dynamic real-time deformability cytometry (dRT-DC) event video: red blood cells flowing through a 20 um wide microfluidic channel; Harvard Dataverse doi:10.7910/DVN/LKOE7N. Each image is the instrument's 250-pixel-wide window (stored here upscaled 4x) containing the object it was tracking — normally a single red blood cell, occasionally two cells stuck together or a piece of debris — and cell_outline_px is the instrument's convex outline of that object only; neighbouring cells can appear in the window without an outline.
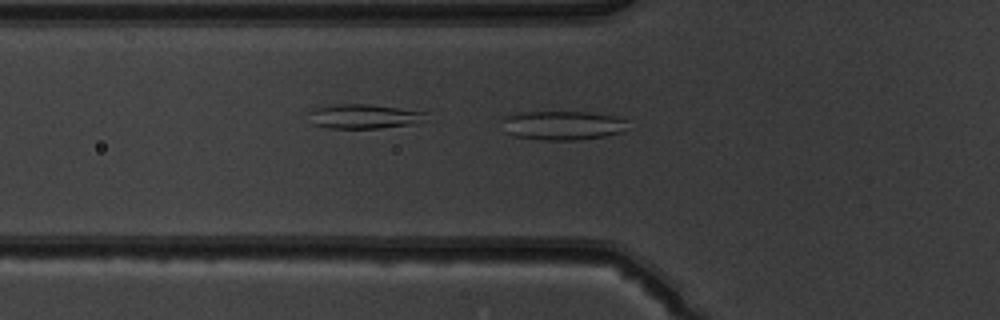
{"species": "common noctule bat (a hibernating species)", "species_latin": "Nyctalus noctula", "temperature_condition": "warm", "stored_images_in_passage": 36, "camera_frame_rate_fps": 3000, "um_per_image_px": 0.085, "animal": {"sex": "male", "body_mass_g": 19.5, "forearm_length_mm": 54.6}, "frame": {"image": 1, "passage_image": 5, "time_ms": 1.333, "image_size_px": [1000, 320], "cell_outline_px": [[628, 120], [620, 132], [604, 136], [576, 140], [540, 140], [516, 136], [504, 132], [500, 120], [504, 116], [520, 112], [584, 112], [612, 116]], "centroid_in_image_um": [47.7, 10.66], "position_along_channel_um": 78.1, "area_um2": 21.21}}
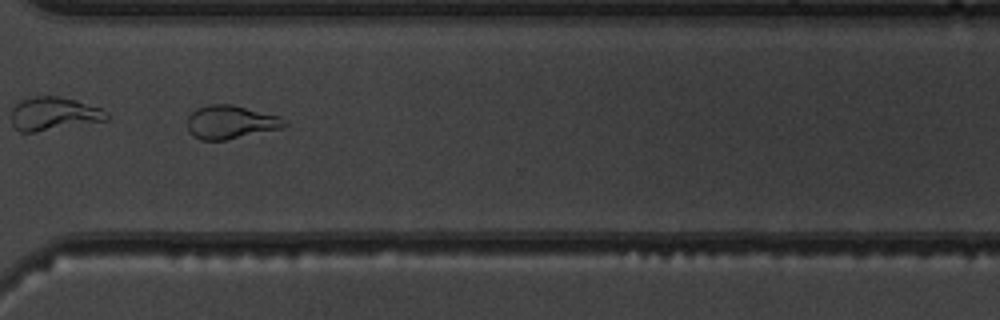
{"frame": {"image": 2, "passage_image": 25, "time_ms": 8.0, "image_size_px": [1000, 320], "cell_outline_px": [[288, 124], [284, 128], [224, 140], [200, 140], [192, 136], [188, 132], [188, 116], [196, 108], [212, 104], [232, 104], [280, 116], [288, 120]], "centroid_in_image_um": [19.63, 10.38], "position_along_channel_um": 351.0, "area_um2": 19.13}}
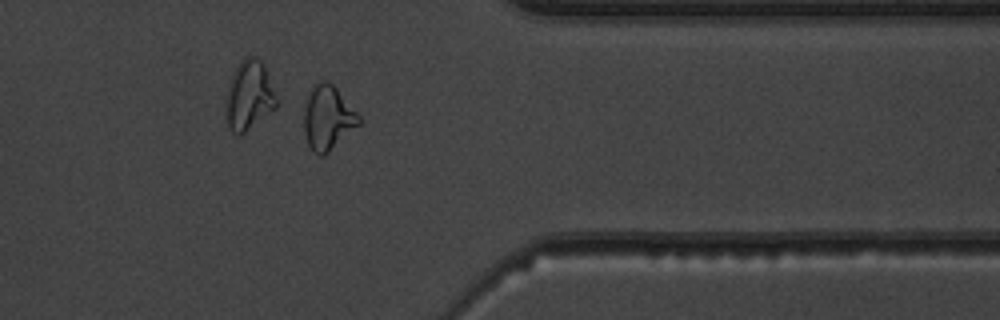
{"frame": {"image": 3, "passage_image": 28, "time_ms": 9.0, "image_size_px": [1000, 320], "cell_outline_px": [[360, 124], [324, 156], [320, 156], [312, 152], [308, 144], [304, 132], [304, 108], [308, 92], [312, 84], [324, 80], [328, 80], [336, 88], [360, 116]], "centroid_in_image_um": [27.84, 10.01], "position_along_channel_um": 383.6, "area_um2": 20.69}, "authors_computed_cell_mechanics": {"area_um2": 19.4786, "velocity_mm_per_s": 4.0924, "shape_relaxation_time_tau1_ms": null, "shape_relaxation_time_tau2_ms": 1.5005, "deformation_change_tau1": null, "deformation_change_tau2": 0.0868}}